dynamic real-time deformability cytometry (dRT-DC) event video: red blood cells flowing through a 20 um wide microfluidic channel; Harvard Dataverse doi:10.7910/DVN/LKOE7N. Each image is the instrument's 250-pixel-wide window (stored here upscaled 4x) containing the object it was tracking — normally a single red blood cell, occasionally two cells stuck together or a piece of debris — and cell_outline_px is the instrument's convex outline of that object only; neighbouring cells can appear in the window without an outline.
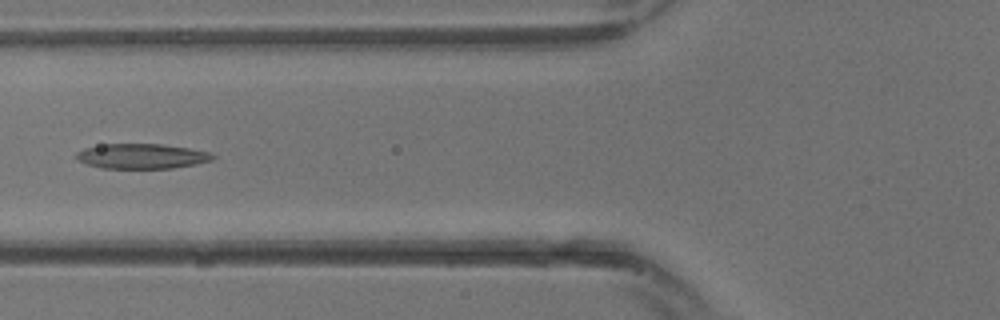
{"species": "common noctule bat (a hibernating species)", "species_latin": "Nyctalus noctula", "temperature_condition": "warm", "stored_images_in_passage": 21, "camera_frame_rate_fps": 3000, "um_per_image_px": 0.085, "animal": {"sex": "male", "body_mass_g": 13.3}, "frame": {"image": 1, "passage_image": 11, "time_ms": 3.333, "image_size_px": [1000, 320], "cell_outline_px": [[216, 156], [212, 160], [196, 164], [172, 168], [100, 168], [88, 164], [80, 160], [76, 156], [76, 152], [84, 148], [104, 144], [160, 144], [188, 148], [212, 152]], "centroid_in_image_um": [12.08, 13.27], "position_along_channel_um": 113.7, "area_um2": 19.77}}
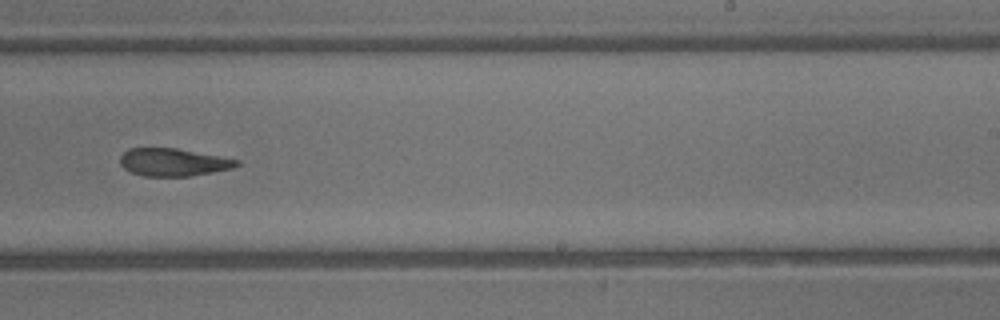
{"frame": {"image": 2, "passage_image": 18, "time_ms": 5.667, "image_size_px": [1000, 320], "cell_outline_px": [[240, 164], [232, 168], [212, 172], [188, 176], [144, 176], [132, 172], [124, 168], [120, 164], [120, 156], [128, 148], [176, 148], [240, 160]], "centroid_in_image_um": [14.71, 13.78], "position_along_channel_um": 274.3, "area_um2": 18.67}}
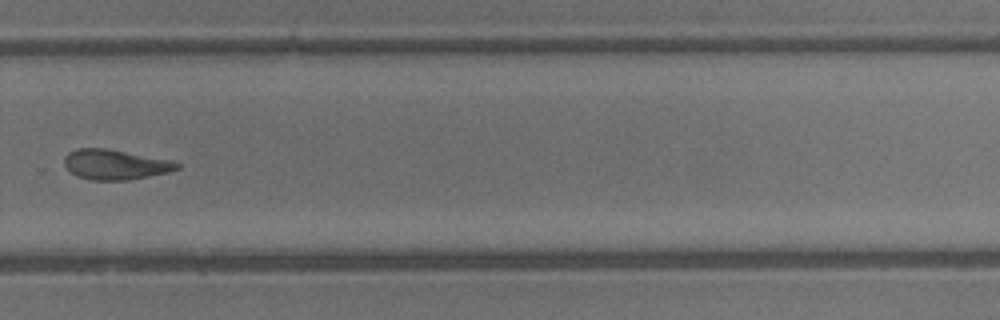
{"frame": {"image": 3, "passage_image": 20, "time_ms": 6.333, "image_size_px": [1000, 320], "cell_outline_px": [[180, 168], [168, 172], [128, 180], [92, 180], [76, 176], [64, 164], [64, 156], [68, 152], [76, 148], [108, 148], [172, 160], [180, 164]], "centroid_in_image_um": [9.79, 13.97], "position_along_channel_um": 320.0, "area_um2": 19.83}}